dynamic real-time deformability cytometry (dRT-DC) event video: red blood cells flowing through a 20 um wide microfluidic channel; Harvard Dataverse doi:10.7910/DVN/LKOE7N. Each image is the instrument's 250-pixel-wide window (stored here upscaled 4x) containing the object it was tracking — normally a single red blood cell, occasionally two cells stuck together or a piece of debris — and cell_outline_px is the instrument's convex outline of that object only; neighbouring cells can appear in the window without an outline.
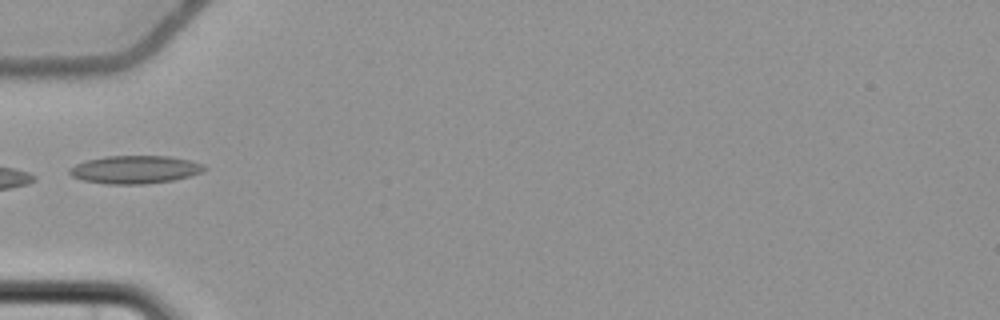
{"species": "common noctule bat (a hibernating species)", "species_latin": "Nyctalus noctula", "temperature_condition": "cold", "stored_images_in_passage": 2, "camera_frame_rate_fps": 3000, "um_per_image_px": 0.085, "animal": {"sex": "female", "body_mass_g": 22.7, "forearm_length_mm": 54.2}, "frame": {"image": 1, "passage_image": 1, "time_ms": 0.0, "image_size_px": [1000, 320], "cell_outline_px": [[208, 168], [204, 172], [172, 180], [144, 184], [108, 184], [84, 180], [72, 176], [68, 172], [68, 168], [76, 164], [88, 160], [104, 156], [168, 156], [188, 160], [204, 164]], "centroid_in_image_um": [11.49, 14.41], "position_along_channel_um": 73.5, "area_um2": 21.91}}
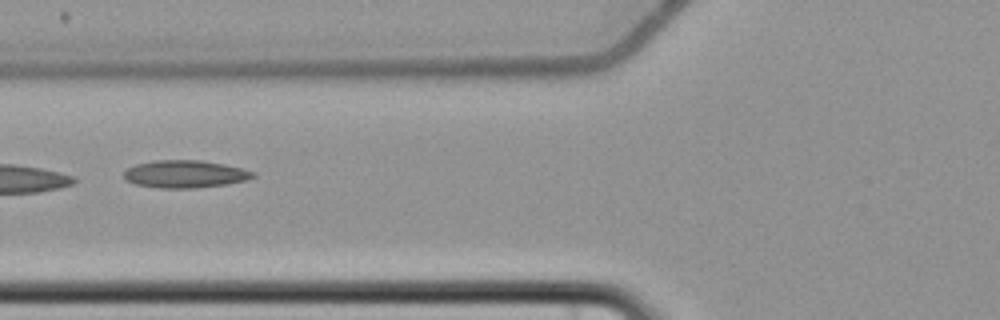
{"frame": {"image": 2, "passage_image": 2, "time_ms": 1.0, "image_size_px": [1000, 320], "cell_outline_px": [[256, 176], [248, 180], [228, 184], [196, 188], [160, 188], [136, 184], [124, 180], [124, 172], [128, 168], [136, 164], [156, 160], [200, 160], [224, 164], [256, 172]], "centroid_in_image_um": [15.75, 14.8], "position_along_channel_um": 110.0, "area_um2": 20.81}}